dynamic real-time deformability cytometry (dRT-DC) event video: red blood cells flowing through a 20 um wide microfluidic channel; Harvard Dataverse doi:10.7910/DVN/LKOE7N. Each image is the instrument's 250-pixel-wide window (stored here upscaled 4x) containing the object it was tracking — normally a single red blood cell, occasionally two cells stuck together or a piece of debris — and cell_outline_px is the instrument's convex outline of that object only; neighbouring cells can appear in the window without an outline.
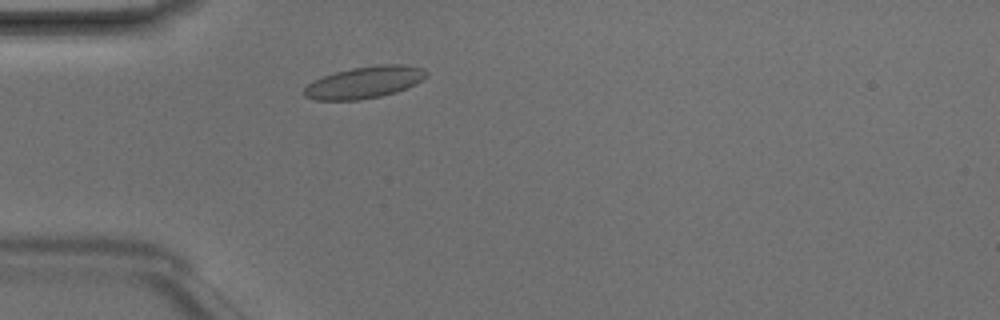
{"species": "Egyptian fruit bat (a non-hibernating species)", "species_latin": "Rousettus aegyptiacus", "temperature_condition": "room temperature", "stored_images_in_passage": 1, "camera_frame_rate_fps": 3000, "um_per_image_px": 0.085, "animal": {"sex": "male"}, "frame": {"image": 1, "passage_image": 1, "time_ms": 0.0, "image_size_px": [1000, 320], "cell_outline_px": [[428, 76], [416, 84], [396, 92], [380, 96], [360, 100], [316, 100], [304, 96], [300, 92], [308, 84], [324, 76], [336, 72], [352, 68], [380, 64], [404, 64], [424, 68], [428, 72]], "centroid_in_image_um": [31.0, 7.0], "position_along_channel_um": 54.0, "area_um2": 22.83}}